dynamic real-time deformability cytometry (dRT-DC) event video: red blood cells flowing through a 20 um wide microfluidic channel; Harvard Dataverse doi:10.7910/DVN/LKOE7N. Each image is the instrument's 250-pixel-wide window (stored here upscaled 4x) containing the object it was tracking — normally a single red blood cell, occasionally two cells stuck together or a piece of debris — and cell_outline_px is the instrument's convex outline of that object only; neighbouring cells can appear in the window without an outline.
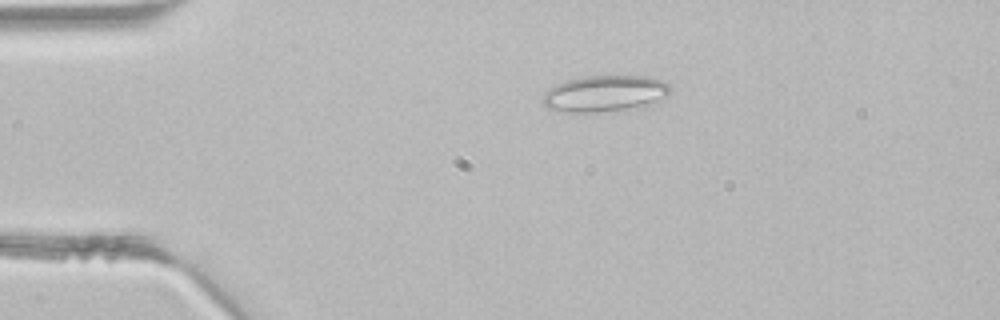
{"species": "common noctule bat (a hibernating species)", "species_latin": "Nyctalus noctula", "temperature_condition": "room temperature", "stored_images_in_passage": 2, "camera_frame_rate_fps": 3000, "um_per_image_px": 0.085, "animal": {"sex": "male", "body_mass_g": 21.5, "forearm_length_mm": 52.0}, "frame": {"image": 1, "passage_image": 1, "time_ms": 0.0, "image_size_px": [1000, 320], "cell_outline_px": [[668, 92], [660, 104], [636, 108], [604, 112], [564, 112], [548, 108], [540, 100], [544, 92], [556, 84], [568, 80], [584, 76], [648, 76], [660, 80], [668, 84]], "centroid_in_image_um": [51.42, 7.97], "position_along_channel_um": 33.6, "area_um2": 27.4}}